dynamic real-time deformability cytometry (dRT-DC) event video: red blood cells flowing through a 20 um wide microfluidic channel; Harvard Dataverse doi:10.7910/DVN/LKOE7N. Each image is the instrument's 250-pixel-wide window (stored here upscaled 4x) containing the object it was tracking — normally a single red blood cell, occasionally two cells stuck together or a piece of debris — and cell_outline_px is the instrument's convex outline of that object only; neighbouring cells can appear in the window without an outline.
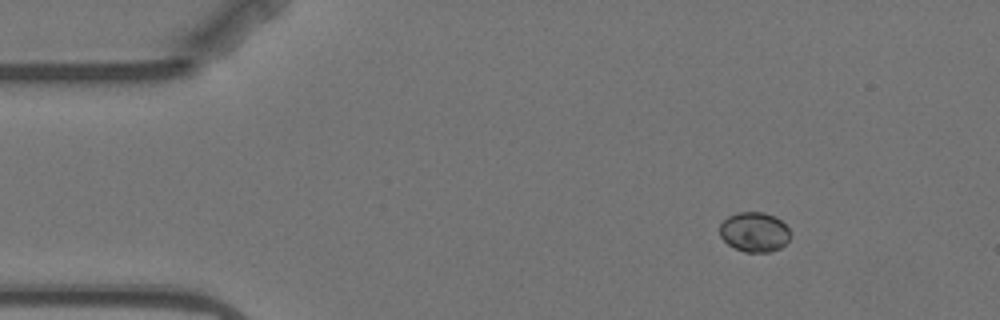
{"species": "Egyptian fruit bat (a non-hibernating species)", "species_latin": "Rousettus aegyptiacus", "temperature_condition": "warm", "stored_images_in_passage": 4, "camera_frame_rate_fps": 3000, "um_per_image_px": 0.085, "animal": {"sex": "female"}, "frame": {"image": 1, "passage_image": 1, "time_ms": 0.0, "image_size_px": [1000, 320], "cell_outline_px": [[788, 240], [780, 248], [768, 252], [744, 252], [728, 244], [720, 236], [720, 224], [728, 216], [736, 212], [764, 212], [776, 216], [788, 228]], "centroid_in_image_um": [64.1, 19.7], "position_along_channel_um": 20.9, "area_um2": 16.24}}